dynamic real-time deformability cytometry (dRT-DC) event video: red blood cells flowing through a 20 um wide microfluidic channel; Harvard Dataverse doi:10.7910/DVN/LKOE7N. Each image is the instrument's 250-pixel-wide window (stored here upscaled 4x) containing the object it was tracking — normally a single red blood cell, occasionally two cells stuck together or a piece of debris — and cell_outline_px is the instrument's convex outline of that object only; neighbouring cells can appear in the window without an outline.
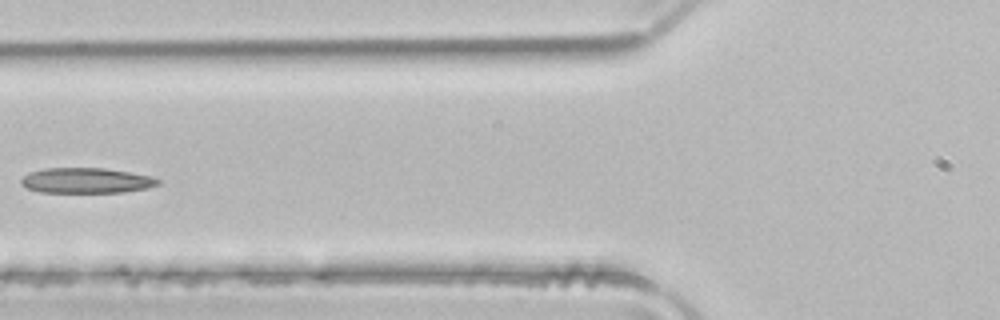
{"species": "common noctule bat (a hibernating species)", "species_latin": "Nyctalus noctula", "temperature_condition": "room temperature", "stored_images_in_passage": 4, "camera_frame_rate_fps": 3000, "um_per_image_px": 0.085, "animal": {"sex": "male", "body_mass_g": 21.5, "forearm_length_mm": 52.0}, "frame": {"image": 1, "passage_image": 4, "time_ms": 1.0, "image_size_px": [1000, 320], "cell_outline_px": [[160, 184], [148, 188], [124, 192], [40, 192], [28, 188], [20, 184], [20, 180], [28, 172], [44, 168], [104, 168], [152, 176], [160, 180]], "centroid_in_image_um": [7.33, 15.34], "position_along_channel_um": 118.5, "area_um2": 20.23}}